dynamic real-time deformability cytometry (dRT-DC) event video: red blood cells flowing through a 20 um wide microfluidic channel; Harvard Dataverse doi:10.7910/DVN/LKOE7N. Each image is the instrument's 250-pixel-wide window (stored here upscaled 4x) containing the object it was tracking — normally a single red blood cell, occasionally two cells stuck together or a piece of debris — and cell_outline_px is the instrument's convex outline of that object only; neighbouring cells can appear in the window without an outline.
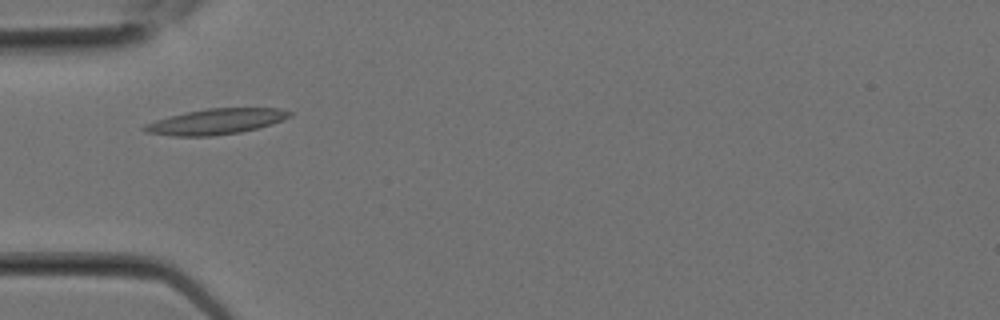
{"species": "Egyptian fruit bat (a non-hibernating species)", "species_latin": "Rousettus aegyptiacus", "temperature_condition": "room temperature", "stored_images_in_passage": 1, "camera_frame_rate_fps": 3000, "um_per_image_px": 0.085, "animal": {"sex": "female"}, "frame": {"image": 1, "passage_image": 1, "time_ms": 0.0, "image_size_px": [1000, 320], "cell_outline_px": [[292, 116], [272, 124], [240, 132], [212, 136], [172, 136], [148, 132], [140, 128], [144, 124], [156, 120], [188, 112], [208, 108], [280, 108], [292, 112]], "centroid_in_image_um": [18.38, 10.33], "position_along_channel_um": 66.6, "area_um2": 21.44}}